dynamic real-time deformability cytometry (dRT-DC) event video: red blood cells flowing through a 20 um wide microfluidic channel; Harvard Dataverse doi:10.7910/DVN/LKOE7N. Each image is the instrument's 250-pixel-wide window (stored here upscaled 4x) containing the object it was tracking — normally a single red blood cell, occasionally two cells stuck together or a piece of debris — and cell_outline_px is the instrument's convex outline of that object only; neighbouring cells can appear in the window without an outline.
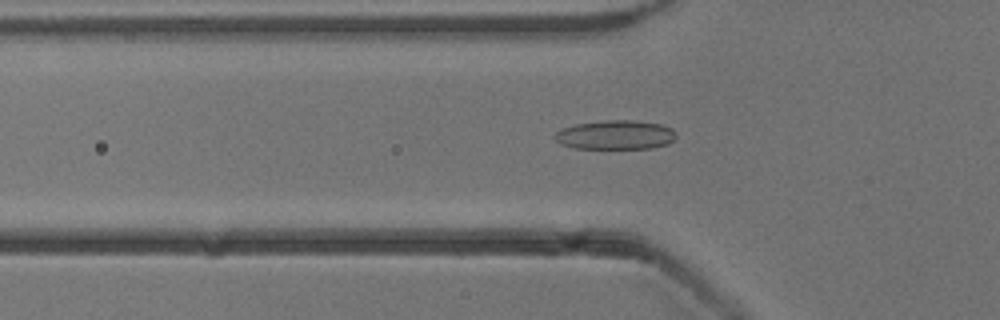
{"species": "common noctule bat (a hibernating species)", "species_latin": "Nyctalus noctula", "temperature_condition": "cold", "stored_images_in_passage": 53, "camera_frame_rate_fps": 3000, "um_per_image_px": 0.085, "animal": {"sex": "male", "body_mass_g": 13.3}, "frame": {"image": 1, "passage_image": 18, "time_ms": 5.667, "image_size_px": [1000, 320], "cell_outline_px": [[676, 136], [668, 144], [648, 148], [572, 148], [560, 144], [552, 136], [560, 128], [576, 124], [604, 120], [632, 120], [660, 124], [672, 128], [676, 132]], "centroid_in_image_um": [52.27, 11.46], "position_along_channel_um": 73.5, "area_um2": 20.69}}
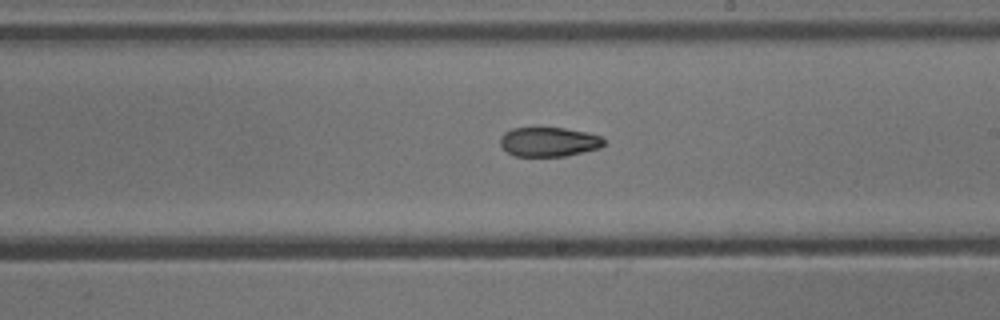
{"frame": {"image": 2, "passage_image": 31, "time_ms": 10.0, "image_size_px": [1000, 320], "cell_outline_px": [[604, 144], [600, 148], [564, 156], [516, 156], [508, 152], [500, 144], [500, 136], [504, 132], [512, 128], [564, 128], [584, 132], [600, 136], [604, 140]], "centroid_in_image_um": [46.63, 12.05], "position_along_channel_um": 242.4, "area_um2": 17.57}}
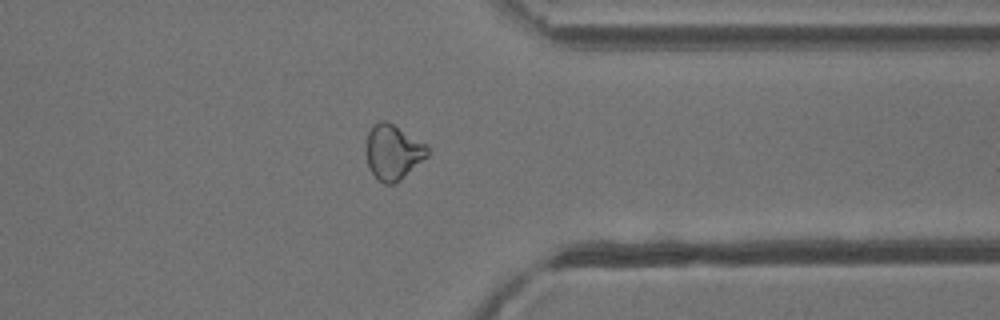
{"frame": {"image": 3, "passage_image": 42, "time_ms": 13.667, "image_size_px": [1000, 320], "cell_outline_px": [[428, 156], [400, 180], [392, 184], [384, 184], [368, 168], [364, 148], [368, 132], [372, 124], [380, 120], [388, 120], [428, 144]], "centroid_in_image_um": [33.39, 12.88], "position_along_channel_um": 378.0, "area_um2": 20.17}, "authors_computed_cell_mechanics": {"area_um2": 19.3052, "velocity_mm_per_s": 3.867, "shape_relaxation_time_tau1_ms": null, "shape_relaxation_time_tau2_ms": 8.2271, "deformation_change_tau1": null, "deformation_change_tau2": 0.1663}}